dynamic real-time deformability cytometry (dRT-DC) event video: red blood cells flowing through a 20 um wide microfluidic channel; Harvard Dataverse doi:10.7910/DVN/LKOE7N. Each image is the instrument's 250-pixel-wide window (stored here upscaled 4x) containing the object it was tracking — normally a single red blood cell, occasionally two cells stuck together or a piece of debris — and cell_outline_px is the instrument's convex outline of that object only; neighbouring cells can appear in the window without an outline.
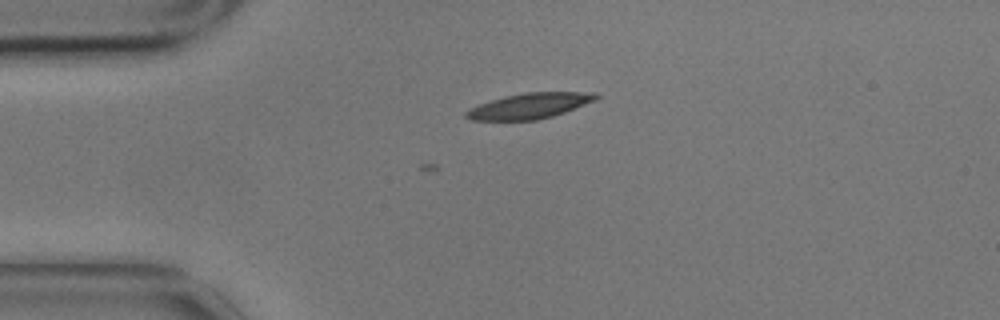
{"species": "common noctule bat (a hibernating species)", "species_latin": "Nyctalus noctula", "temperature_condition": "cold", "stored_images_in_passage": 2, "camera_frame_rate_fps": 3000, "um_per_image_px": 0.085, "animal": {"sex": "male", "body_mass_g": 17.9}, "frame": {"image": 1, "passage_image": 2, "time_ms": 0.333, "image_size_px": [1000, 320], "cell_outline_px": [[600, 96], [596, 100], [564, 112], [552, 116], [536, 120], [472, 120], [464, 116], [464, 112], [480, 104], [504, 96], [524, 92], [596, 92]], "centroid_in_image_um": [45.04, 8.99], "position_along_channel_um": 40.0, "area_um2": 19.19}}